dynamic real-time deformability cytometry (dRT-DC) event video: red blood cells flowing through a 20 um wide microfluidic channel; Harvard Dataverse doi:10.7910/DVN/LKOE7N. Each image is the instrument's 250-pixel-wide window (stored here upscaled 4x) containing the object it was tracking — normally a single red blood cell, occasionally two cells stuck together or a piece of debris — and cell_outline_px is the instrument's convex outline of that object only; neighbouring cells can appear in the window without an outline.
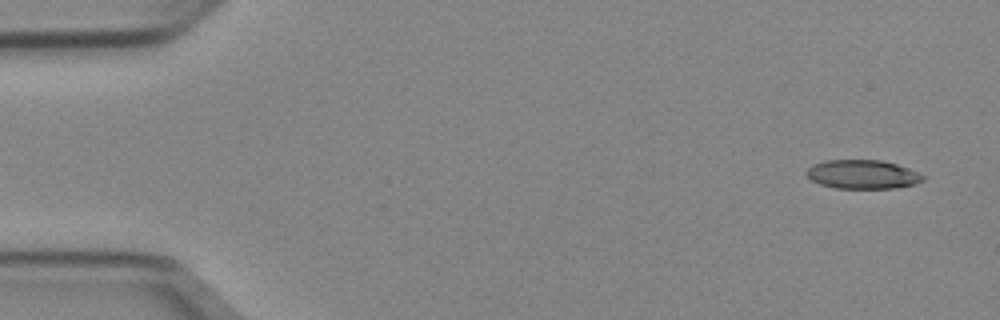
{"species": "Egyptian fruit bat (a non-hibernating species)", "species_latin": "Rousettus aegyptiacus", "temperature_condition": "cold", "stored_images_in_passage": 49, "camera_frame_rate_fps": 3000, "um_per_image_px": 0.085, "animal": {"sex": "female"}, "frame": {"image": 1, "passage_image": 1, "time_ms": 0.0, "image_size_px": [1000, 320], "cell_outline_px": [[928, 176], [924, 180], [916, 184], [896, 188], [836, 188], [820, 184], [812, 180], [804, 172], [812, 164], [828, 160], [880, 160], [896, 164], [908, 168]], "centroid_in_image_um": [73.35, 14.82], "position_along_channel_um": 11.6, "area_um2": 19.71}}
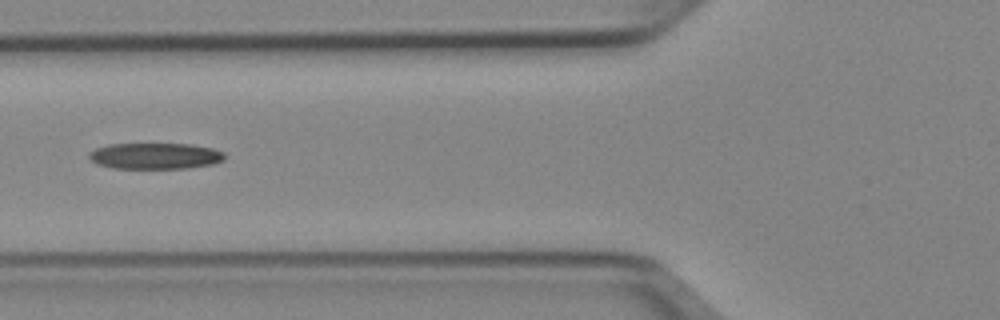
{"frame": {"image": 2, "passage_image": 18, "time_ms": 5.667, "image_size_px": [1000, 320], "cell_outline_px": [[224, 160], [212, 164], [188, 168], [112, 168], [96, 164], [88, 156], [88, 152], [96, 148], [108, 144], [192, 144], [212, 148], [224, 152]], "centroid_in_image_um": [13.17, 13.25], "position_along_channel_um": 112.6, "area_um2": 20.69}}
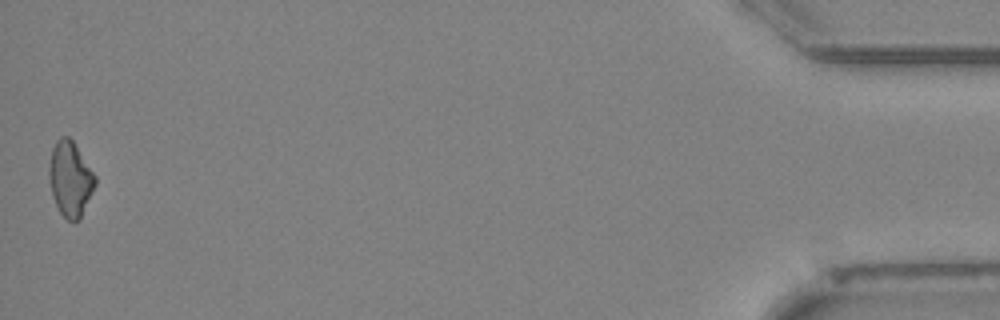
{"frame": {"image": 3, "passage_image": 49, "time_ms": 16.0, "image_size_px": [1000, 320], "cell_outline_px": [[96, 184], [80, 220], [68, 220], [60, 212], [52, 196], [48, 180], [48, 168], [52, 148], [56, 140], [60, 136], [68, 136], [72, 140], [96, 176]], "centroid_in_image_um": [5.95, 15.2], "position_along_channel_um": 429.2, "area_um2": 20.17}}